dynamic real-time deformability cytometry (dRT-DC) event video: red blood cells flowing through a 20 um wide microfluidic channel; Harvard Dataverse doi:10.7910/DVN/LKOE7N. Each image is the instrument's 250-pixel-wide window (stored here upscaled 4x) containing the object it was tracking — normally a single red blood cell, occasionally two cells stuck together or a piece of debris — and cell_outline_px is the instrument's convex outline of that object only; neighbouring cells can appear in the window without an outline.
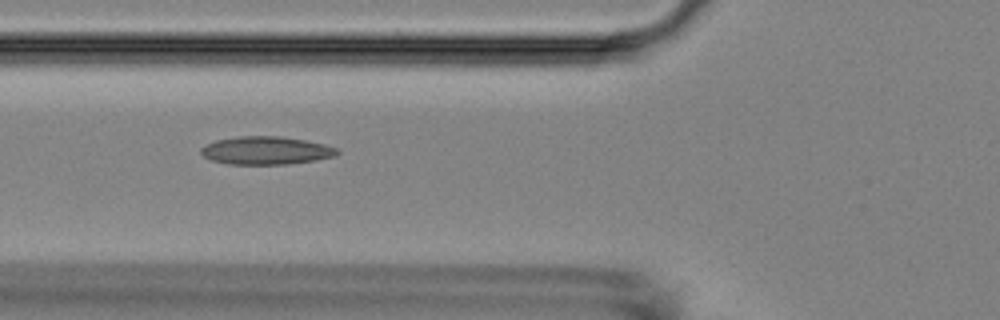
{"species": "Egyptian fruit bat (a non-hibernating species)", "species_latin": "Rousettus aegyptiacus", "temperature_condition": "room temperature", "stored_images_in_passage": 4, "camera_frame_rate_fps": 3000, "um_per_image_px": 0.085, "animal": {"sex": "female"}, "frame": {"image": 1, "passage_image": 3, "time_ms": 2.333, "image_size_px": [1000, 320], "cell_outline_px": [[340, 152], [336, 156], [312, 160], [284, 164], [228, 164], [212, 160], [204, 156], [200, 152], [200, 148], [216, 140], [236, 136], [280, 136], [304, 140], [324, 144], [336, 148]], "centroid_in_image_um": [22.59, 12.78], "position_along_channel_um": 103.2, "area_um2": 22.02}}